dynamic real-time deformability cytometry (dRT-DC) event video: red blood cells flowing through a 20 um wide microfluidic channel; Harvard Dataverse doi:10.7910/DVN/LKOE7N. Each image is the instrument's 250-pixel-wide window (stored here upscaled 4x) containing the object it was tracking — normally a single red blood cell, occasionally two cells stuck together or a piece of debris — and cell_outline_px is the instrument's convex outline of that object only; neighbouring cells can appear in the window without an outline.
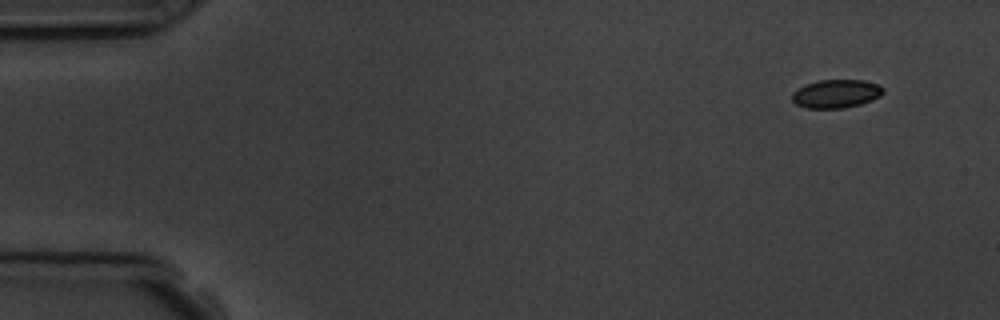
{"species": "common noctule bat (a hibernating species)", "species_latin": "Nyctalus noctula", "temperature_condition": "room temperature", "stored_images_in_passage": 4, "camera_frame_rate_fps": 3000, "um_per_image_px": 0.085, "animal": {"sex": "male", "body_mass_g": 19.5, "forearm_length_mm": 54.6}, "frame": {"image": 1, "passage_image": 1, "time_ms": 0.0, "image_size_px": [1000, 320], "cell_outline_px": [[884, 92], [880, 96], [872, 100], [860, 104], [844, 108], [804, 108], [796, 104], [792, 100], [792, 92], [796, 88], [804, 84], [820, 80], [864, 80], [880, 84], [884, 88]], "centroid_in_image_um": [71.06, 7.96], "position_along_channel_um": 13.9, "area_um2": 15.32}}
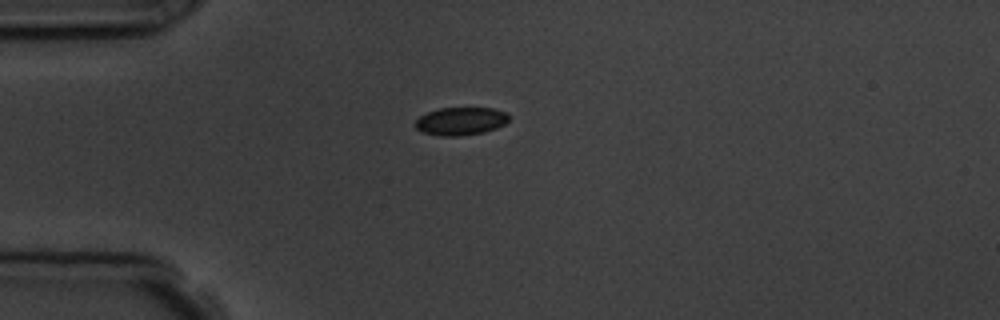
{"frame": {"image": 2, "passage_image": 4, "time_ms": 3.333, "image_size_px": [1000, 320], "cell_outline_px": [[508, 120], [504, 124], [496, 128], [484, 132], [460, 136], [440, 136], [424, 132], [416, 128], [412, 124], [420, 116], [428, 112], [440, 108], [492, 108], [508, 112]], "centroid_in_image_um": [39.15, 10.3], "position_along_channel_um": 45.8, "area_um2": 15.26}}